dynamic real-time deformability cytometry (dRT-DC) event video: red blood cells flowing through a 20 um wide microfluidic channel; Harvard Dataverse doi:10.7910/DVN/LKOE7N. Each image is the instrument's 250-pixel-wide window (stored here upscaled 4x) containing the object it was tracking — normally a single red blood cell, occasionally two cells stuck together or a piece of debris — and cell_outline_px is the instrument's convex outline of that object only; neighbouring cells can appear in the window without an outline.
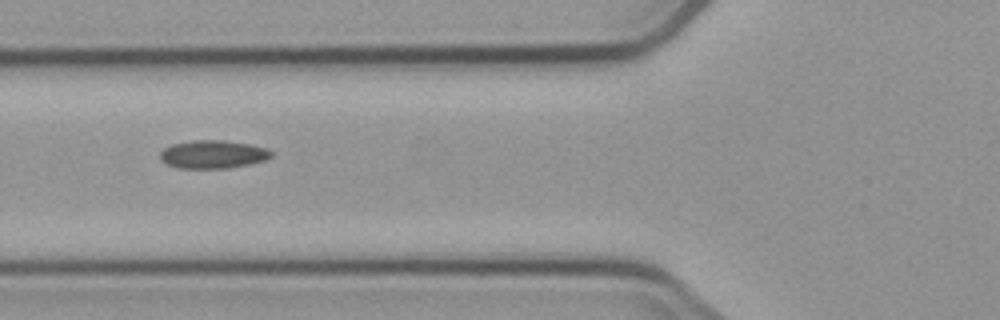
{"species": "common noctule bat (a hibernating species)", "species_latin": "Nyctalus noctula", "temperature_condition": "cold", "stored_images_in_passage": 6, "camera_frame_rate_fps": 3000, "um_per_image_px": 0.085, "animal": {"sex": "male", "body_mass_g": 23.1, "forearm_length_mm": 52.7}, "frame": {"image": 1, "passage_image": 6, "time_ms": 6.667, "image_size_px": [1000, 320], "cell_outline_px": [[272, 156], [264, 160], [248, 164], [228, 168], [180, 168], [168, 164], [160, 160], [160, 152], [164, 148], [172, 144], [192, 140], [224, 140], [248, 144], [268, 148], [272, 152]], "centroid_in_image_um": [18.09, 13.11], "position_along_channel_um": 107.7, "area_um2": 18.15}}